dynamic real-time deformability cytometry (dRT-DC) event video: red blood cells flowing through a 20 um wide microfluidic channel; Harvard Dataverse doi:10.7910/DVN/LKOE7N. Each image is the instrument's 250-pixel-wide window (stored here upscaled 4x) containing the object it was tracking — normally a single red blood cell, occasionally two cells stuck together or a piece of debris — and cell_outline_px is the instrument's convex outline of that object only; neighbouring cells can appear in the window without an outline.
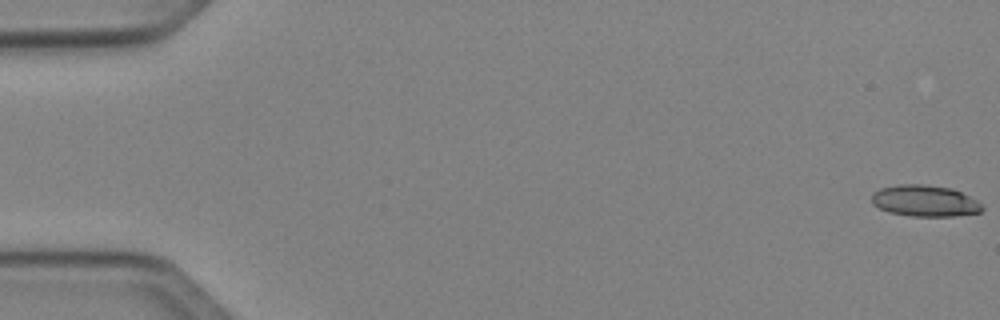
{"species": "Egyptian fruit bat (a non-hibernating species)", "species_latin": "Rousettus aegyptiacus", "temperature_condition": "cold", "stored_images_in_passage": 5, "camera_frame_rate_fps": 3000, "um_per_image_px": 0.085, "animal": {"sex": "female"}, "frame": {"image": 1, "passage_image": 1, "time_ms": 0.0, "image_size_px": [1000, 320], "cell_outline_px": [[984, 208], [980, 212], [952, 216], [912, 216], [888, 212], [872, 204], [872, 192], [880, 188], [900, 184], [924, 184], [952, 188], [976, 200]], "centroid_in_image_um": [78.57, 17.07], "position_along_channel_um": 6.4, "area_um2": 20.11}}
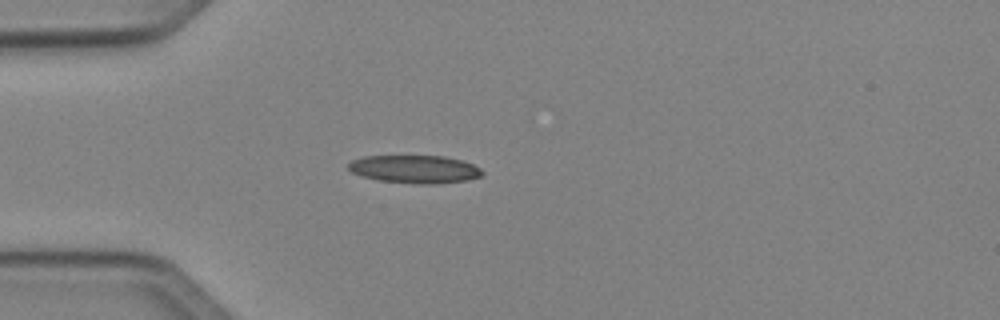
{"frame": {"image": 2, "passage_image": 5, "time_ms": 4.667, "image_size_px": [1000, 320], "cell_outline_px": [[484, 172], [480, 176], [468, 180], [432, 184], [420, 184], [380, 180], [364, 176], [352, 172], [348, 168], [348, 164], [352, 160], [364, 156], [444, 156], [464, 160], [480, 168]], "centroid_in_image_um": [35.29, 14.37], "position_along_channel_um": 49.7, "area_um2": 21.68}}